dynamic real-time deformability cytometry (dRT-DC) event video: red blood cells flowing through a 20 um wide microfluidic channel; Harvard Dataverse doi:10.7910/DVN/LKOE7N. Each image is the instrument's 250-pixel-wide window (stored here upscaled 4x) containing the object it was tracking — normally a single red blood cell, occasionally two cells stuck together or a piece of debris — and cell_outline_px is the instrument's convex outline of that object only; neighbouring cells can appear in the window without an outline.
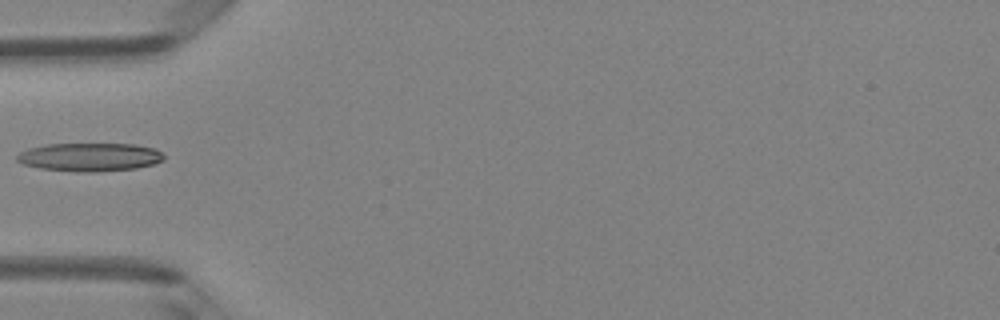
{"species": "Egyptian fruit bat (a non-hibernating species)", "species_latin": "Rousettus aegyptiacus", "temperature_condition": "room temperature", "stored_images_in_passage": 6, "camera_frame_rate_fps": 3000, "um_per_image_px": 0.085, "animal": {"sex": "female"}, "frame": {"image": 1, "passage_image": 5, "time_ms": 4.667, "image_size_px": [1000, 320], "cell_outline_px": [[164, 160], [152, 164], [136, 168], [96, 172], [84, 172], [40, 168], [24, 164], [16, 160], [16, 156], [20, 152], [28, 148], [44, 144], [136, 144], [156, 148], [164, 156]], "centroid_in_image_um": [7.63, 13.34], "position_along_channel_um": 77.4, "area_um2": 24.28}}
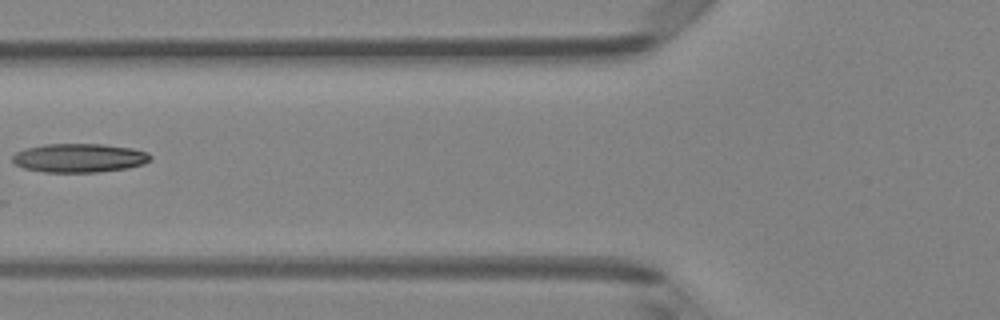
{"frame": {"image": 2, "passage_image": 6, "time_ms": 5.667, "image_size_px": [1000, 320], "cell_outline_px": [[152, 156], [144, 164], [128, 168], [100, 172], [44, 172], [24, 168], [16, 164], [12, 160], [12, 156], [16, 152], [24, 148], [44, 144], [100, 144], [132, 148], [148, 152]], "centroid_in_image_um": [6.73, 13.42], "position_along_channel_um": 119.1, "area_um2": 23.24}}